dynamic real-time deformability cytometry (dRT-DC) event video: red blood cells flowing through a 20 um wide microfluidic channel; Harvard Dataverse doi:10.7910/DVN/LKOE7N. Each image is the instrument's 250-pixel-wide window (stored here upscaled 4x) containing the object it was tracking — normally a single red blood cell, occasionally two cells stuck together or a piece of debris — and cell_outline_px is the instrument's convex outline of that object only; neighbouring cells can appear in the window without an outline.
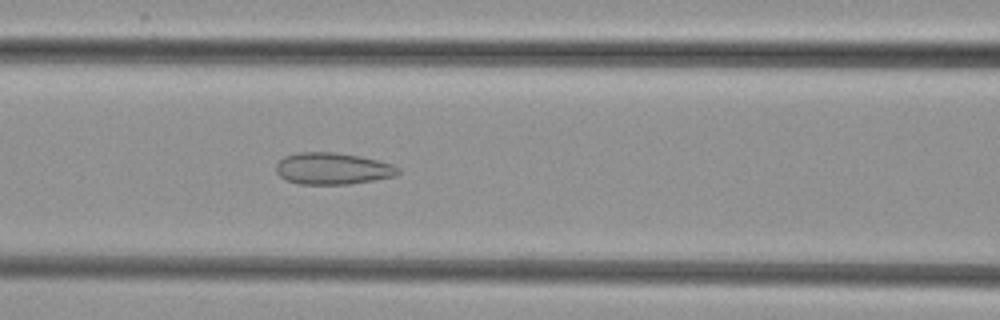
{"species": "common noctule bat (a hibernating species)", "species_latin": "Nyctalus noctula", "temperature_condition": "cold", "stored_images_in_passage": 34, "camera_frame_rate_fps": 3000, "um_per_image_px": 0.085, "animal": {"sex": "female", "body_mass_g": 29.2, "forearm_length_mm": 56.3}, "frame": {"image": 1, "passage_image": 6, "time_ms": 1.667, "image_size_px": [1000, 320], "cell_outline_px": [[400, 172], [396, 176], [348, 184], [300, 184], [288, 180], [280, 176], [276, 172], [276, 164], [284, 156], [296, 152], [332, 152], [380, 160], [392, 164], [400, 168]], "centroid_in_image_um": [28.27, 14.32], "position_along_channel_um": 138.3, "area_um2": 22.48}}
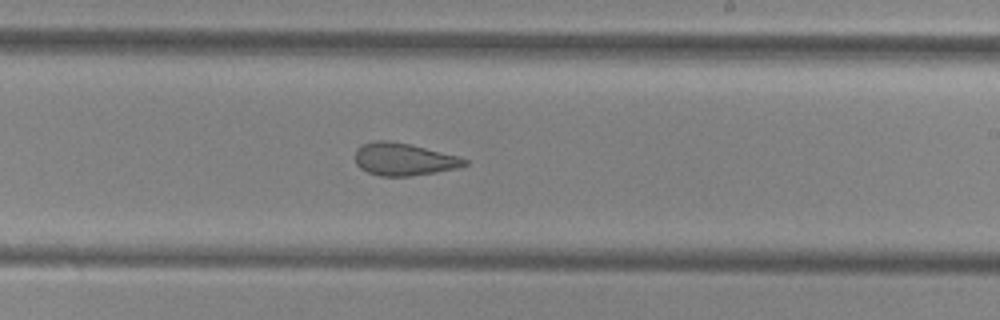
{"frame": {"image": 2, "passage_image": 15, "time_ms": 4.667, "image_size_px": [1000, 320], "cell_outline_px": [[468, 164], [460, 168], [412, 176], [380, 176], [368, 172], [360, 168], [356, 164], [356, 148], [360, 144], [376, 140], [388, 140], [408, 144], [460, 156], [468, 160]], "centroid_in_image_um": [34.33, 13.54], "position_along_channel_um": 254.7, "area_um2": 20.87}}
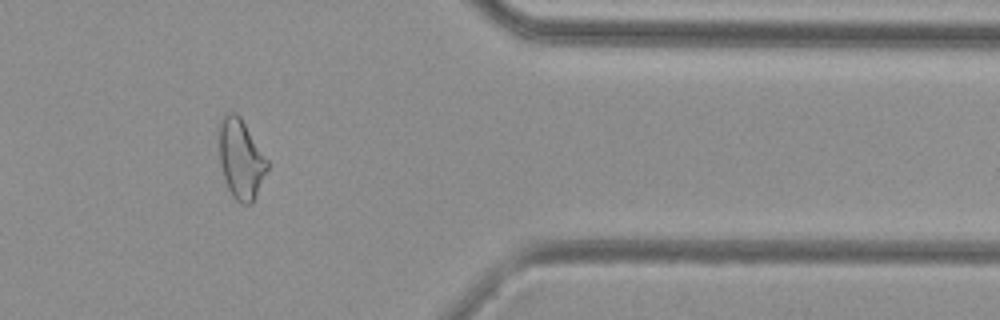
{"frame": {"image": 3, "passage_image": 27, "time_ms": 8.667, "image_size_px": [1000, 320], "cell_outline_px": [[268, 168], [256, 196], [252, 204], [240, 204], [232, 196], [228, 188], [220, 164], [220, 124], [224, 112], [236, 112], [240, 116], [268, 160]], "centroid_in_image_um": [20.48, 13.52], "position_along_channel_um": 390.9, "area_um2": 22.2}}